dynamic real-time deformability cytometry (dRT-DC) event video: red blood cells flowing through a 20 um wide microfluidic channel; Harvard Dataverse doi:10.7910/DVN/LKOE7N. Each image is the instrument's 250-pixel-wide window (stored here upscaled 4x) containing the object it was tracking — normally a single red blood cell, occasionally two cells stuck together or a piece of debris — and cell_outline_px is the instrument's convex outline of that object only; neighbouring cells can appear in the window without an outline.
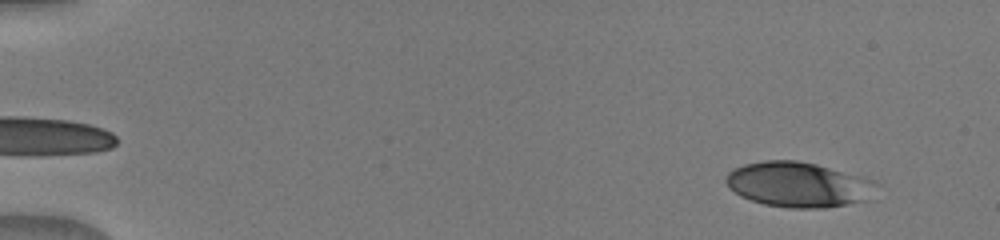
{"species": "human", "species_latin": "Homo sapiens", "temperature_condition": "warm", "stored_images_in_passage": 17, "camera_frame_rate_fps": 3000, "um_per_image_px": 0.085, "donor": {"sex": "male"}, "frame": {"image": 1, "passage_image": 4, "time_ms": 1.0, "image_size_px": [1000, 240], "cell_outline_px": [[880, 184], [868, 200], [824, 208], [788, 208], [764, 204], [740, 196], [728, 188], [724, 180], [724, 176], [728, 172], [744, 164], [764, 160], [796, 160], [816, 164], [876, 180]], "centroid_in_image_um": [67.87, 15.69], "position_along_channel_um": 17.1, "area_um2": 39.88}}
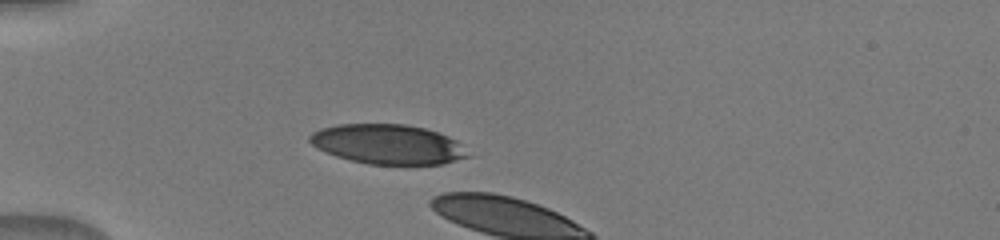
{"frame": {"image": 2, "passage_image": 15, "time_ms": 4.667, "image_size_px": [1000, 240], "cell_outline_px": [[472, 156], [444, 164], [368, 164], [336, 156], [324, 152], [316, 148], [308, 140], [308, 136], [312, 132], [320, 128], [340, 124], [404, 124], [424, 128], [448, 136], [456, 140]], "centroid_in_image_um": [32.95, 12.26], "position_along_channel_um": 52.0, "area_um2": 36.65}}